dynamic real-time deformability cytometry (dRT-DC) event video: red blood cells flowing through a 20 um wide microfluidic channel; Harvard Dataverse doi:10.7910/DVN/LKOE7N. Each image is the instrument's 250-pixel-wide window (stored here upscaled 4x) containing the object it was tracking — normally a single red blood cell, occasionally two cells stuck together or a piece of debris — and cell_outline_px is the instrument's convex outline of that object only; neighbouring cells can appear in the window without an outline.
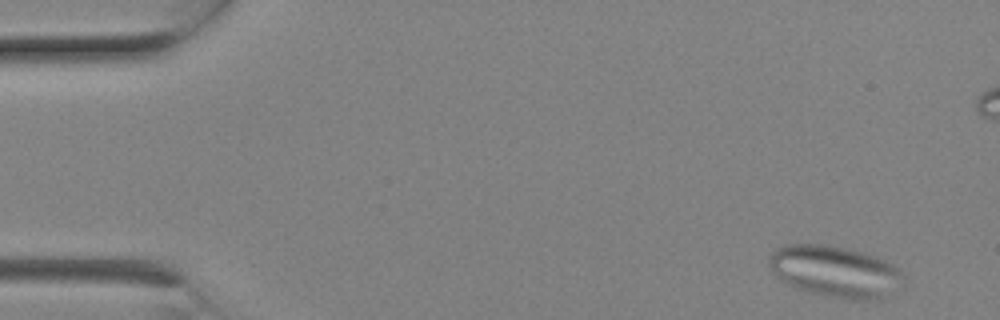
{"species": "Egyptian fruit bat (a non-hibernating species)", "species_latin": "Rousettus aegyptiacus", "temperature_condition": "room temperature", "stored_images_in_passage": 7, "camera_frame_rate_fps": 3000, "um_per_image_px": 0.085, "animal": {"sex": "female"}, "frame": {"image": 1, "passage_image": 1, "time_ms": 0.0, "image_size_px": [1000, 320], "cell_outline_px": [[900, 276], [884, 296], [872, 300], [848, 300], [808, 292], [796, 288], [788, 284], [776, 276], [772, 272], [768, 264], [768, 256], [776, 248], [784, 244], [824, 244], [848, 248], [864, 252], [884, 260], [892, 264], [900, 272]], "centroid_in_image_um": [70.83, 23.04], "position_along_channel_um": 14.2, "area_um2": 39.59}}